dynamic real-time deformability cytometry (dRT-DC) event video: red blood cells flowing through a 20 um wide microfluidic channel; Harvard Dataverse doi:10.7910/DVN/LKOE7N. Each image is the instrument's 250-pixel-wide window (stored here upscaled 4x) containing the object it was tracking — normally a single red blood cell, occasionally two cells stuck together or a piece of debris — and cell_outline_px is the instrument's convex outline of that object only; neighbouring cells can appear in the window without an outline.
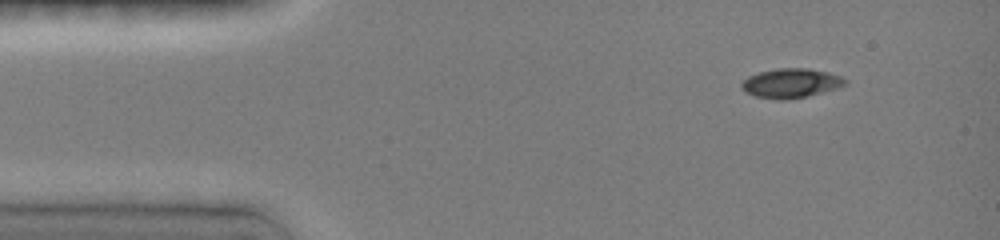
{"species": "common noctule bat (a hibernating species)", "species_latin": "Nyctalus noctula", "temperature_condition": "room temperature", "stored_images_in_passage": 15, "camera_frame_rate_fps": 3000, "um_per_image_px": 0.085, "animal": {"sex": "female", "body_mass_g": 19.0, "forearm_length_mm": 51.5}, "frame": {"image": 1, "passage_image": 2, "time_ms": 1.0, "image_size_px": [1000, 240], "cell_outline_px": [[848, 80], [844, 84], [836, 88], [804, 96], [784, 100], [776, 100], [756, 96], [744, 92], [740, 84], [748, 76], [760, 72], [776, 68], [808, 68], [828, 72], [840, 76]], "centroid_in_image_um": [67.18, 7.06], "position_along_channel_um": 17.8, "area_um2": 17.51}}
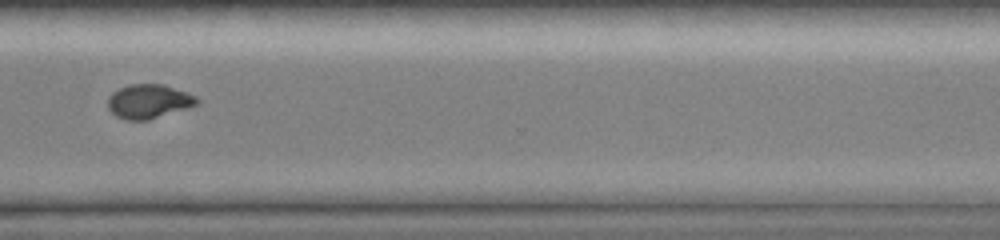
{"frame": {"image": 2, "passage_image": 12, "time_ms": 11.333, "image_size_px": [1000, 240], "cell_outline_px": [[200, 104], [188, 108], [148, 120], [128, 120], [116, 116], [108, 108], [108, 96], [112, 92], [128, 84], [164, 84], [196, 96], [200, 100]], "centroid_in_image_um": [12.66, 8.61], "position_along_channel_um": 357.9, "area_um2": 17.8}}
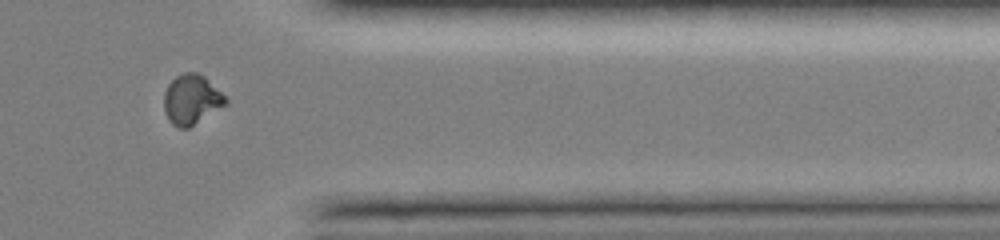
{"frame": {"image": 3, "passage_image": 13, "time_ms": 12.333, "image_size_px": [1000, 240], "cell_outline_px": [[228, 104], [188, 128], [180, 128], [172, 124], [168, 120], [164, 112], [164, 92], [168, 84], [176, 76], [184, 72], [196, 72], [204, 76], [228, 96]], "centroid_in_image_um": [16.31, 8.45], "position_along_channel_um": 395.1, "area_um2": 18.21}, "authors_computed_cell_mechanics": {"area_um2": 17.918, "velocity_mm_per_s": 4.0116, "shape_relaxation_time_tau1_ms": 6.3117, "shape_relaxation_time_tau2_ms": null, "deformation_change_tau1": 0.1708, "deformation_change_tau2": null}}